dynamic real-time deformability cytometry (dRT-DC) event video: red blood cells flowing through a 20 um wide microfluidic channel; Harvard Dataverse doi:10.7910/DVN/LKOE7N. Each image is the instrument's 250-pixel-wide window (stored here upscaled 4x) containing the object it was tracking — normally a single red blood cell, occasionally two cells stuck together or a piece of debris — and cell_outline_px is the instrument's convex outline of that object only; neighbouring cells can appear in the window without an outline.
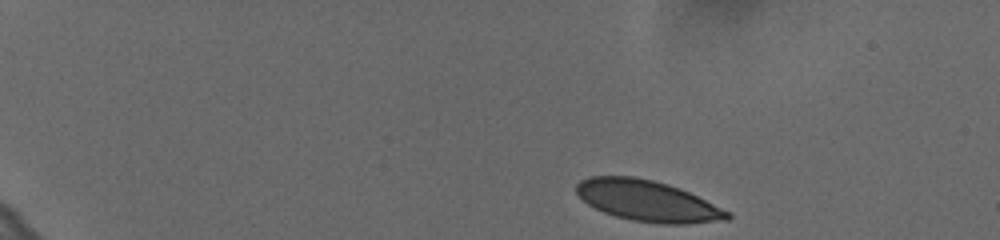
{"species": "human", "species_latin": "Homo sapiens", "temperature_condition": "cold", "stored_images_in_passage": 49, "camera_frame_rate_fps": 3000, "um_per_image_px": 0.085, "donor": {"sex": "female"}, "frame": {"image": 1, "passage_image": 1, "time_ms": 0.0, "image_size_px": [1000, 240], "cell_outline_px": [[732, 216], [728, 220], [684, 224], [660, 224], [632, 220], [616, 216], [604, 212], [588, 204], [576, 192], [576, 184], [580, 180], [588, 176], [632, 176], [652, 180], [668, 184], [680, 188], [732, 212]], "centroid_in_image_um": [55.07, 17.07], "position_along_channel_um": 29.9, "area_um2": 36.07}}
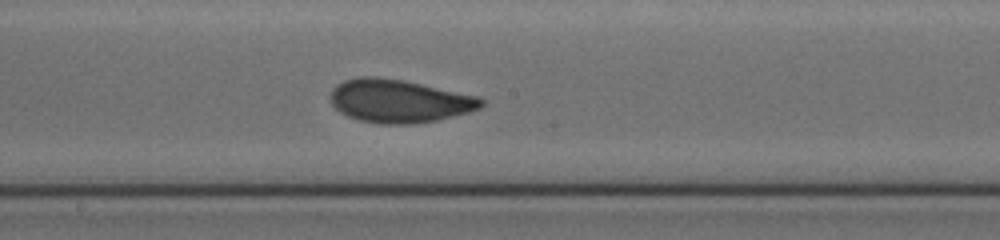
{"frame": {"image": 2, "passage_image": 26, "time_ms": 8.333, "image_size_px": [1000, 240], "cell_outline_px": [[484, 104], [480, 108], [468, 112], [436, 120], [412, 124], [380, 124], [360, 120], [348, 116], [340, 112], [332, 104], [332, 88], [336, 84], [344, 80], [360, 76], [376, 76], [404, 80], [480, 96], [484, 100]], "centroid_in_image_um": [33.94, 8.57], "position_along_channel_um": 214.3, "area_um2": 37.97}}
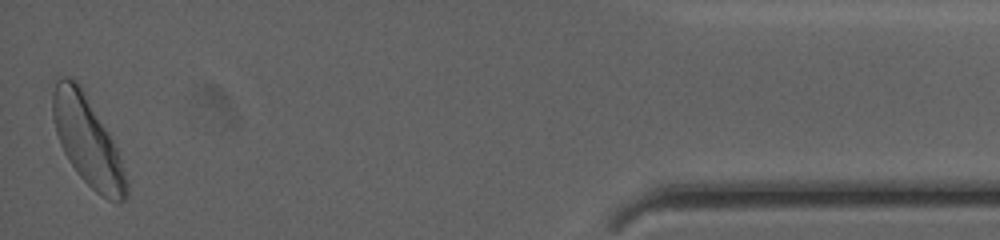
{"frame": {"image": 3, "passage_image": 49, "time_ms": 16.0, "image_size_px": [1000, 240], "cell_outline_px": [[128, 196], [120, 204], [116, 204], [100, 196], [76, 172], [68, 160], [60, 144], [56, 132], [52, 116], [52, 92], [56, 80], [64, 76], [68, 76], [76, 80], [80, 84], [108, 132], [116, 148], [128, 180]], "centroid_in_image_um": [7.44, 12.01], "position_along_channel_um": 427.8, "area_um2": 38.21}, "authors_computed_cell_mechanics": {"area_um2": 36.703, "velocity_mm_per_s": 3.5924, "shape_relaxation_time_tau1_ms": 5.4677, "shape_relaxation_time_tau2_ms": 0.5845, "deformation_change_tau1": 0.1193, "deformation_change_tau2": 0.0451}}